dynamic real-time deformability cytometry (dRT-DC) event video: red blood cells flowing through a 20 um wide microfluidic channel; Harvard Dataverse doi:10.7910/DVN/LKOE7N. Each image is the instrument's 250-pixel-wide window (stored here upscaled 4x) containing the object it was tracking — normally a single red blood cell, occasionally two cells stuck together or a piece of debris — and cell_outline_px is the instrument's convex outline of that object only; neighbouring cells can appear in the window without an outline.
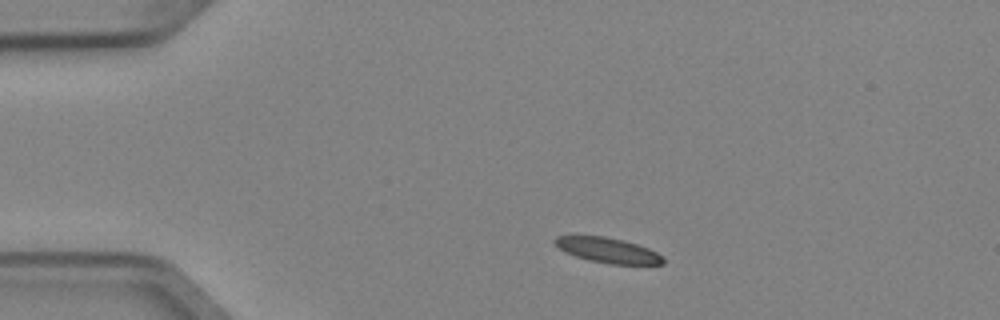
{"species": "Egyptian fruit bat (a non-hibernating species)", "species_latin": "Rousettus aegyptiacus", "temperature_condition": "cold", "stored_images_in_passage": 4, "camera_frame_rate_fps": 3000, "um_per_image_px": 0.085, "animal": {"sex": "female"}, "frame": {"image": 1, "passage_image": 1, "time_ms": 0.0, "image_size_px": [1000, 320], "cell_outline_px": [[664, 264], [608, 264], [588, 260], [576, 256], [560, 248], [552, 240], [556, 236], [604, 236], [624, 240], [648, 248], [664, 256]], "centroid_in_image_um": [51.7, 21.27], "position_along_channel_um": 33.3, "area_um2": 15.72}}
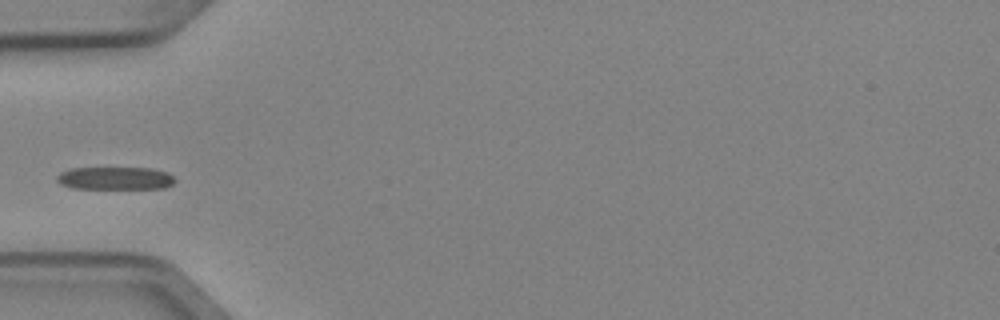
{"frame": {"image": 2, "passage_image": 3, "time_ms": 0.667, "image_size_px": [1000, 320], "cell_outline_px": [[176, 180], [172, 184], [164, 188], [72, 188], [60, 184], [56, 180], [56, 176], [60, 172], [72, 168], [152, 168], [168, 172]], "centroid_in_image_um": [9.78, 15.14], "position_along_channel_um": 75.2, "area_um2": 15.66}}
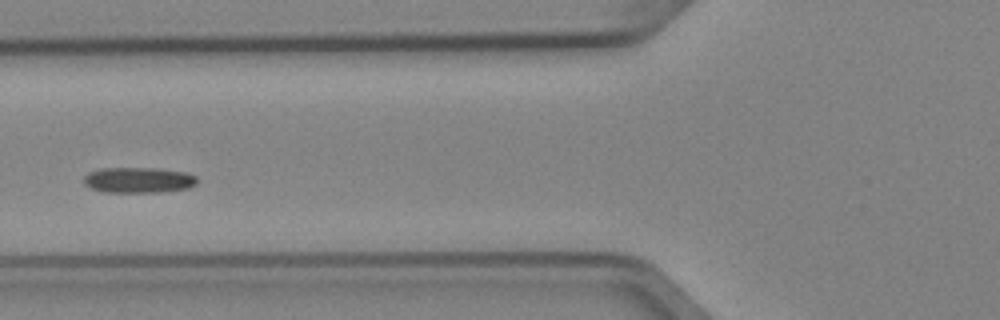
{"frame": {"image": 3, "passage_image": 4, "time_ms": 1.0, "image_size_px": [1000, 320], "cell_outline_px": [[196, 184], [188, 188], [160, 192], [104, 192], [92, 188], [84, 184], [84, 176], [88, 172], [100, 168], [156, 168], [184, 172], [196, 176]], "centroid_in_image_um": [11.75, 15.3], "position_along_channel_um": 114.1, "area_um2": 16.88}}